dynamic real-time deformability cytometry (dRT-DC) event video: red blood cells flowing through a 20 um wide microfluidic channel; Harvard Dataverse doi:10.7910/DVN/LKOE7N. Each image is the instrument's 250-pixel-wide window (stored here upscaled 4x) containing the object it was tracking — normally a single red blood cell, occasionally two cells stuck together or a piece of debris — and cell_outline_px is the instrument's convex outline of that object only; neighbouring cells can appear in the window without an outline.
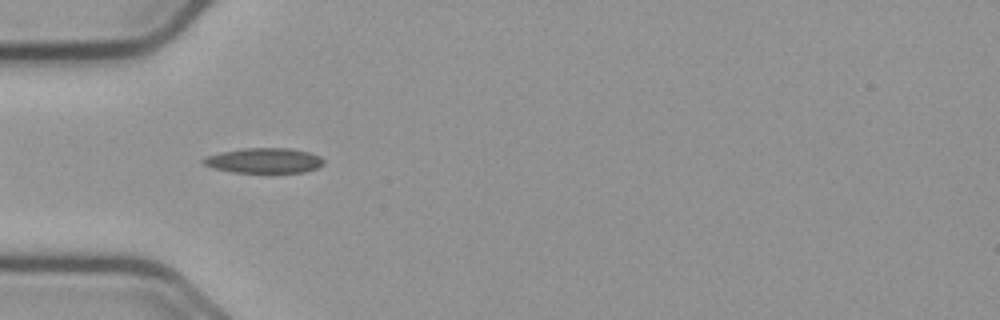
{"species": "common noctule bat (a hibernating species)", "species_latin": "Nyctalus noctula", "temperature_condition": "cold", "stored_images_in_passage": 6, "camera_frame_rate_fps": 3000, "um_per_image_px": 0.085, "animal": {"sex": "male", "body_mass_g": 23.1, "forearm_length_mm": 52.7}, "frame": {"image": 1, "passage_image": 3, "time_ms": 0.667, "image_size_px": [1000, 320], "cell_outline_px": [[324, 164], [316, 168], [304, 172], [232, 172], [212, 168], [204, 164], [200, 160], [208, 156], [220, 152], [244, 148], [292, 148], [308, 152], [320, 156], [324, 160]], "centroid_in_image_um": [22.45, 13.64], "position_along_channel_um": 62.6, "area_um2": 17.57}}
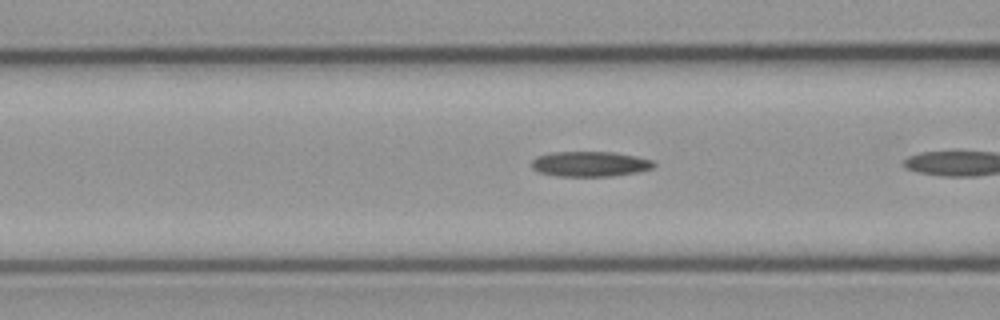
{"frame": {"image": 2, "passage_image": 5, "time_ms": 1.333, "image_size_px": [1000, 320], "cell_outline_px": [[656, 164], [652, 168], [636, 172], [612, 176], [556, 176], [540, 172], [532, 168], [532, 160], [536, 156], [552, 152], [612, 152], [636, 156], [652, 160]], "centroid_in_image_um": [50.13, 13.93], "position_along_channel_um": 116.5, "area_um2": 17.86}}